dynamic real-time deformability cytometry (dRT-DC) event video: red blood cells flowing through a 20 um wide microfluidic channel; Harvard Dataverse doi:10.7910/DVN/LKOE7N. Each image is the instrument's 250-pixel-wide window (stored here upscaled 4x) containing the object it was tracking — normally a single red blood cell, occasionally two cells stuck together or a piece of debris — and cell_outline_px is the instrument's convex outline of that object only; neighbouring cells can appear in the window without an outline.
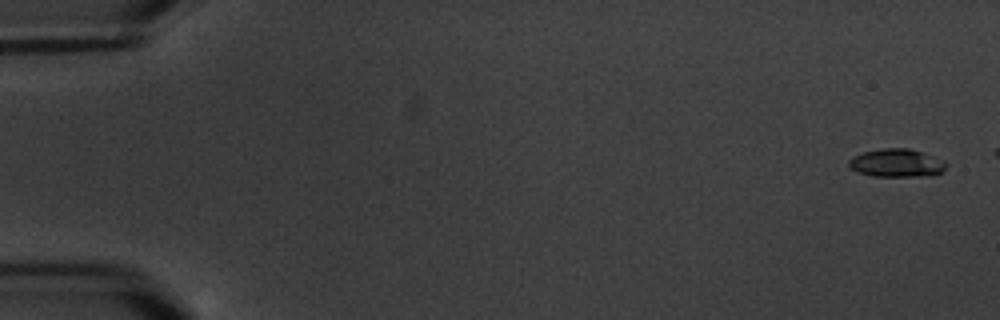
{"species": "common noctule bat (a hibernating species)", "species_latin": "Nyctalus noctula", "temperature_condition": "warm", "stored_images_in_passage": 6, "camera_frame_rate_fps": 3000, "um_per_image_px": 0.085, "animal": {"sex": "male", "body_mass_g": 20.1, "forearm_length_mm": 53.5}, "frame": {"image": 1, "passage_image": 1, "time_ms": 0.0, "image_size_px": [1000, 320], "cell_outline_px": [[948, 164], [936, 176], [872, 176], [856, 172], [848, 164], [848, 160], [852, 156], [864, 152], [884, 148], [908, 148], [944, 160]], "centroid_in_image_um": [76.21, 13.86], "position_along_channel_um": 8.8, "area_um2": 15.95}}